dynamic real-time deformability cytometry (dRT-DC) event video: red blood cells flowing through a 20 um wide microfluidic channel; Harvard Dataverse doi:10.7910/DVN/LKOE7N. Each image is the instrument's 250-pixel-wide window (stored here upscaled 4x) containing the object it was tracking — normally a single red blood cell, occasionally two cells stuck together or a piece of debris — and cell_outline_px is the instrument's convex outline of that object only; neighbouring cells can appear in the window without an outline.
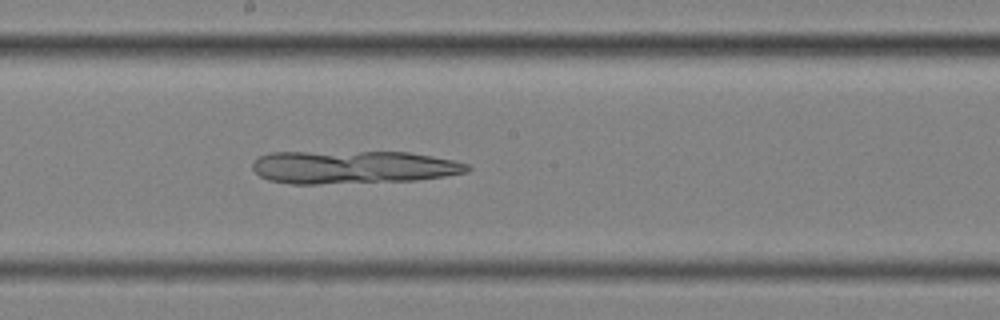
{"species": "common noctule bat (a hibernating species)", "species_latin": "Nyctalus noctula", "temperature_condition": "cold", "stored_images_in_passage": 42, "camera_frame_rate_fps": 3000, "um_per_image_px": 0.085, "animal": {"sex": "female", "body_mass_g": 25.1}, "frame": {"image": 1, "passage_image": 24, "time_ms": 7.667, "image_size_px": [1000, 320], "cell_outline_px": [[472, 168], [468, 172], [444, 176], [416, 180], [316, 184], [292, 184], [268, 180], [260, 176], [252, 168], [252, 164], [260, 156], [268, 152], [408, 152], [432, 156], [452, 160], [468, 164]], "centroid_in_image_um": [30.0, 14.21], "position_along_channel_um": 218.2, "area_um2": 41.33}}